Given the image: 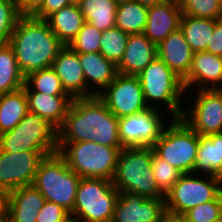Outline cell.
<instances>
[{"label": "cell", "mask_w": 222, "mask_h": 222, "mask_svg": "<svg viewBox=\"0 0 222 222\" xmlns=\"http://www.w3.org/2000/svg\"><path fill=\"white\" fill-rule=\"evenodd\" d=\"M181 6L163 1L148 7L147 21L143 34L158 45L170 33L180 28Z\"/></svg>", "instance_id": "ac0fdd59"}, {"label": "cell", "mask_w": 222, "mask_h": 222, "mask_svg": "<svg viewBox=\"0 0 222 222\" xmlns=\"http://www.w3.org/2000/svg\"><path fill=\"white\" fill-rule=\"evenodd\" d=\"M115 1L117 4L123 3V2H128V1H132V0H113Z\"/></svg>", "instance_id": "7dc6e473"}, {"label": "cell", "mask_w": 222, "mask_h": 222, "mask_svg": "<svg viewBox=\"0 0 222 222\" xmlns=\"http://www.w3.org/2000/svg\"><path fill=\"white\" fill-rule=\"evenodd\" d=\"M195 97L181 118L199 135L222 133V89L197 90Z\"/></svg>", "instance_id": "7c38bea8"}, {"label": "cell", "mask_w": 222, "mask_h": 222, "mask_svg": "<svg viewBox=\"0 0 222 222\" xmlns=\"http://www.w3.org/2000/svg\"><path fill=\"white\" fill-rule=\"evenodd\" d=\"M221 192V178L195 173L182 174L165 195L167 215L181 217L189 209L214 200Z\"/></svg>", "instance_id": "30bf717a"}, {"label": "cell", "mask_w": 222, "mask_h": 222, "mask_svg": "<svg viewBox=\"0 0 222 222\" xmlns=\"http://www.w3.org/2000/svg\"><path fill=\"white\" fill-rule=\"evenodd\" d=\"M222 214V192L212 201L197 205L185 212L180 218L184 222H213Z\"/></svg>", "instance_id": "e575fe53"}, {"label": "cell", "mask_w": 222, "mask_h": 222, "mask_svg": "<svg viewBox=\"0 0 222 222\" xmlns=\"http://www.w3.org/2000/svg\"><path fill=\"white\" fill-rule=\"evenodd\" d=\"M69 215L62 206L46 201L38 213L36 222H63Z\"/></svg>", "instance_id": "74e56055"}, {"label": "cell", "mask_w": 222, "mask_h": 222, "mask_svg": "<svg viewBox=\"0 0 222 222\" xmlns=\"http://www.w3.org/2000/svg\"><path fill=\"white\" fill-rule=\"evenodd\" d=\"M153 151L182 174L194 173L199 134L182 118L168 121Z\"/></svg>", "instance_id": "ba28073f"}, {"label": "cell", "mask_w": 222, "mask_h": 222, "mask_svg": "<svg viewBox=\"0 0 222 222\" xmlns=\"http://www.w3.org/2000/svg\"><path fill=\"white\" fill-rule=\"evenodd\" d=\"M152 172L158 188L166 195L179 180L182 173L159 157L152 148Z\"/></svg>", "instance_id": "d6a6232c"}, {"label": "cell", "mask_w": 222, "mask_h": 222, "mask_svg": "<svg viewBox=\"0 0 222 222\" xmlns=\"http://www.w3.org/2000/svg\"><path fill=\"white\" fill-rule=\"evenodd\" d=\"M134 1H137L146 7H150L154 6L155 4L161 3L165 0H134Z\"/></svg>", "instance_id": "7bdbcfd3"}, {"label": "cell", "mask_w": 222, "mask_h": 222, "mask_svg": "<svg viewBox=\"0 0 222 222\" xmlns=\"http://www.w3.org/2000/svg\"><path fill=\"white\" fill-rule=\"evenodd\" d=\"M51 68L60 78L66 93L73 98H87V86L78 53L64 46L53 60Z\"/></svg>", "instance_id": "e0dca14e"}, {"label": "cell", "mask_w": 222, "mask_h": 222, "mask_svg": "<svg viewBox=\"0 0 222 222\" xmlns=\"http://www.w3.org/2000/svg\"><path fill=\"white\" fill-rule=\"evenodd\" d=\"M78 6L85 22H89L100 31L115 27V16L118 7L115 1L82 0Z\"/></svg>", "instance_id": "83f0119b"}, {"label": "cell", "mask_w": 222, "mask_h": 222, "mask_svg": "<svg viewBox=\"0 0 222 222\" xmlns=\"http://www.w3.org/2000/svg\"><path fill=\"white\" fill-rule=\"evenodd\" d=\"M46 199L33 185L9 193L7 222H36Z\"/></svg>", "instance_id": "603a6c76"}, {"label": "cell", "mask_w": 222, "mask_h": 222, "mask_svg": "<svg viewBox=\"0 0 222 222\" xmlns=\"http://www.w3.org/2000/svg\"><path fill=\"white\" fill-rule=\"evenodd\" d=\"M70 4H72L70 0H43L42 5L31 16L45 20L54 12Z\"/></svg>", "instance_id": "f35d334b"}, {"label": "cell", "mask_w": 222, "mask_h": 222, "mask_svg": "<svg viewBox=\"0 0 222 222\" xmlns=\"http://www.w3.org/2000/svg\"><path fill=\"white\" fill-rule=\"evenodd\" d=\"M101 34L97 27L85 22L68 46L77 53L100 52Z\"/></svg>", "instance_id": "836d02e7"}, {"label": "cell", "mask_w": 222, "mask_h": 222, "mask_svg": "<svg viewBox=\"0 0 222 222\" xmlns=\"http://www.w3.org/2000/svg\"><path fill=\"white\" fill-rule=\"evenodd\" d=\"M25 85V76L20 71L12 47L0 44V94L17 91Z\"/></svg>", "instance_id": "f1b7e54d"}, {"label": "cell", "mask_w": 222, "mask_h": 222, "mask_svg": "<svg viewBox=\"0 0 222 222\" xmlns=\"http://www.w3.org/2000/svg\"><path fill=\"white\" fill-rule=\"evenodd\" d=\"M122 149L92 141L58 142V153L80 178H103L112 181Z\"/></svg>", "instance_id": "5b68a950"}, {"label": "cell", "mask_w": 222, "mask_h": 222, "mask_svg": "<svg viewBox=\"0 0 222 222\" xmlns=\"http://www.w3.org/2000/svg\"><path fill=\"white\" fill-rule=\"evenodd\" d=\"M165 199H148L131 192L118 194L111 222H163Z\"/></svg>", "instance_id": "9a60e30c"}, {"label": "cell", "mask_w": 222, "mask_h": 222, "mask_svg": "<svg viewBox=\"0 0 222 222\" xmlns=\"http://www.w3.org/2000/svg\"><path fill=\"white\" fill-rule=\"evenodd\" d=\"M183 85L186 94L189 90L192 92V86L195 90L222 89V57L207 51L193 53Z\"/></svg>", "instance_id": "2e32d148"}, {"label": "cell", "mask_w": 222, "mask_h": 222, "mask_svg": "<svg viewBox=\"0 0 222 222\" xmlns=\"http://www.w3.org/2000/svg\"><path fill=\"white\" fill-rule=\"evenodd\" d=\"M160 112L159 109L148 107L137 114L118 118L122 147H152L168 124L165 118L162 119L163 112Z\"/></svg>", "instance_id": "8fae6325"}, {"label": "cell", "mask_w": 222, "mask_h": 222, "mask_svg": "<svg viewBox=\"0 0 222 222\" xmlns=\"http://www.w3.org/2000/svg\"><path fill=\"white\" fill-rule=\"evenodd\" d=\"M72 4H79L82 0H70Z\"/></svg>", "instance_id": "c3c4849f"}, {"label": "cell", "mask_w": 222, "mask_h": 222, "mask_svg": "<svg viewBox=\"0 0 222 222\" xmlns=\"http://www.w3.org/2000/svg\"><path fill=\"white\" fill-rule=\"evenodd\" d=\"M117 117L137 114L148 108L137 76L117 74L114 80L98 95Z\"/></svg>", "instance_id": "4fadbf2b"}, {"label": "cell", "mask_w": 222, "mask_h": 222, "mask_svg": "<svg viewBox=\"0 0 222 222\" xmlns=\"http://www.w3.org/2000/svg\"><path fill=\"white\" fill-rule=\"evenodd\" d=\"M63 222H84L82 219L75 217L73 215H69Z\"/></svg>", "instance_id": "ee69618b"}, {"label": "cell", "mask_w": 222, "mask_h": 222, "mask_svg": "<svg viewBox=\"0 0 222 222\" xmlns=\"http://www.w3.org/2000/svg\"><path fill=\"white\" fill-rule=\"evenodd\" d=\"M79 180L80 177L56 152L40 161L32 185L39 190L46 201L56 203L71 213Z\"/></svg>", "instance_id": "8992f818"}, {"label": "cell", "mask_w": 222, "mask_h": 222, "mask_svg": "<svg viewBox=\"0 0 222 222\" xmlns=\"http://www.w3.org/2000/svg\"><path fill=\"white\" fill-rule=\"evenodd\" d=\"M43 3V0H19L17 7L21 15H32Z\"/></svg>", "instance_id": "60d3db41"}, {"label": "cell", "mask_w": 222, "mask_h": 222, "mask_svg": "<svg viewBox=\"0 0 222 222\" xmlns=\"http://www.w3.org/2000/svg\"><path fill=\"white\" fill-rule=\"evenodd\" d=\"M15 54L18 67L26 77L29 73L51 67L65 46L45 20L22 15L8 43Z\"/></svg>", "instance_id": "7a4b0ae2"}, {"label": "cell", "mask_w": 222, "mask_h": 222, "mask_svg": "<svg viewBox=\"0 0 222 222\" xmlns=\"http://www.w3.org/2000/svg\"><path fill=\"white\" fill-rule=\"evenodd\" d=\"M78 56L86 81L87 98L98 96L118 74L117 66L100 52L78 53Z\"/></svg>", "instance_id": "d6986e66"}, {"label": "cell", "mask_w": 222, "mask_h": 222, "mask_svg": "<svg viewBox=\"0 0 222 222\" xmlns=\"http://www.w3.org/2000/svg\"><path fill=\"white\" fill-rule=\"evenodd\" d=\"M157 56V45L143 33L129 34L124 55L117 65V72L122 75L136 76Z\"/></svg>", "instance_id": "ffe728a7"}, {"label": "cell", "mask_w": 222, "mask_h": 222, "mask_svg": "<svg viewBox=\"0 0 222 222\" xmlns=\"http://www.w3.org/2000/svg\"><path fill=\"white\" fill-rule=\"evenodd\" d=\"M21 16L16 1L0 0V44L9 43L16 23Z\"/></svg>", "instance_id": "8d00e7d4"}, {"label": "cell", "mask_w": 222, "mask_h": 222, "mask_svg": "<svg viewBox=\"0 0 222 222\" xmlns=\"http://www.w3.org/2000/svg\"><path fill=\"white\" fill-rule=\"evenodd\" d=\"M181 11L187 16L216 20L222 17V0H185Z\"/></svg>", "instance_id": "d590c367"}, {"label": "cell", "mask_w": 222, "mask_h": 222, "mask_svg": "<svg viewBox=\"0 0 222 222\" xmlns=\"http://www.w3.org/2000/svg\"><path fill=\"white\" fill-rule=\"evenodd\" d=\"M92 141L114 148H123L118 132V118L98 97L73 98L58 142Z\"/></svg>", "instance_id": "6da1fadb"}, {"label": "cell", "mask_w": 222, "mask_h": 222, "mask_svg": "<svg viewBox=\"0 0 222 222\" xmlns=\"http://www.w3.org/2000/svg\"><path fill=\"white\" fill-rule=\"evenodd\" d=\"M44 157L41 151L10 153L0 149V189L10 193L19 187L32 185Z\"/></svg>", "instance_id": "5bb4252c"}, {"label": "cell", "mask_w": 222, "mask_h": 222, "mask_svg": "<svg viewBox=\"0 0 222 222\" xmlns=\"http://www.w3.org/2000/svg\"><path fill=\"white\" fill-rule=\"evenodd\" d=\"M157 56L180 78L188 75L193 52L180 28L157 45Z\"/></svg>", "instance_id": "44dd1931"}, {"label": "cell", "mask_w": 222, "mask_h": 222, "mask_svg": "<svg viewBox=\"0 0 222 222\" xmlns=\"http://www.w3.org/2000/svg\"><path fill=\"white\" fill-rule=\"evenodd\" d=\"M163 222H184L180 217L167 216Z\"/></svg>", "instance_id": "f6af8a7d"}, {"label": "cell", "mask_w": 222, "mask_h": 222, "mask_svg": "<svg viewBox=\"0 0 222 222\" xmlns=\"http://www.w3.org/2000/svg\"><path fill=\"white\" fill-rule=\"evenodd\" d=\"M148 7L137 1L118 4L115 16V27L128 34L144 32L147 21Z\"/></svg>", "instance_id": "f546056e"}, {"label": "cell", "mask_w": 222, "mask_h": 222, "mask_svg": "<svg viewBox=\"0 0 222 222\" xmlns=\"http://www.w3.org/2000/svg\"><path fill=\"white\" fill-rule=\"evenodd\" d=\"M118 194L111 180L80 178L70 215L84 222H111Z\"/></svg>", "instance_id": "9c48e42d"}, {"label": "cell", "mask_w": 222, "mask_h": 222, "mask_svg": "<svg viewBox=\"0 0 222 222\" xmlns=\"http://www.w3.org/2000/svg\"><path fill=\"white\" fill-rule=\"evenodd\" d=\"M152 147L123 148L117 159L112 183L120 192H131L148 199H165L152 172Z\"/></svg>", "instance_id": "3957f363"}, {"label": "cell", "mask_w": 222, "mask_h": 222, "mask_svg": "<svg viewBox=\"0 0 222 222\" xmlns=\"http://www.w3.org/2000/svg\"><path fill=\"white\" fill-rule=\"evenodd\" d=\"M165 1L172 2V3L178 4V5L181 6V4H182L185 0H165Z\"/></svg>", "instance_id": "bcb514c9"}, {"label": "cell", "mask_w": 222, "mask_h": 222, "mask_svg": "<svg viewBox=\"0 0 222 222\" xmlns=\"http://www.w3.org/2000/svg\"><path fill=\"white\" fill-rule=\"evenodd\" d=\"M28 111L35 113L59 130L72 102L69 95H50L36 91H25Z\"/></svg>", "instance_id": "7402d4cb"}, {"label": "cell", "mask_w": 222, "mask_h": 222, "mask_svg": "<svg viewBox=\"0 0 222 222\" xmlns=\"http://www.w3.org/2000/svg\"><path fill=\"white\" fill-rule=\"evenodd\" d=\"M215 19L198 18L182 14L180 29L193 53L206 51L213 34Z\"/></svg>", "instance_id": "4316f807"}, {"label": "cell", "mask_w": 222, "mask_h": 222, "mask_svg": "<svg viewBox=\"0 0 222 222\" xmlns=\"http://www.w3.org/2000/svg\"><path fill=\"white\" fill-rule=\"evenodd\" d=\"M194 173L222 178V133L199 135Z\"/></svg>", "instance_id": "cb8c5ba5"}, {"label": "cell", "mask_w": 222, "mask_h": 222, "mask_svg": "<svg viewBox=\"0 0 222 222\" xmlns=\"http://www.w3.org/2000/svg\"><path fill=\"white\" fill-rule=\"evenodd\" d=\"M0 149L10 153L41 151L49 156L58 152V130L28 111L18 125L0 135Z\"/></svg>", "instance_id": "52a82bcc"}, {"label": "cell", "mask_w": 222, "mask_h": 222, "mask_svg": "<svg viewBox=\"0 0 222 222\" xmlns=\"http://www.w3.org/2000/svg\"><path fill=\"white\" fill-rule=\"evenodd\" d=\"M28 112L24 88L0 94V135L12 130Z\"/></svg>", "instance_id": "484cf974"}, {"label": "cell", "mask_w": 222, "mask_h": 222, "mask_svg": "<svg viewBox=\"0 0 222 222\" xmlns=\"http://www.w3.org/2000/svg\"><path fill=\"white\" fill-rule=\"evenodd\" d=\"M9 193L0 189V221L8 220Z\"/></svg>", "instance_id": "b9f144b4"}, {"label": "cell", "mask_w": 222, "mask_h": 222, "mask_svg": "<svg viewBox=\"0 0 222 222\" xmlns=\"http://www.w3.org/2000/svg\"><path fill=\"white\" fill-rule=\"evenodd\" d=\"M206 51L222 57V17L215 20L213 34L208 42Z\"/></svg>", "instance_id": "ab89813d"}, {"label": "cell", "mask_w": 222, "mask_h": 222, "mask_svg": "<svg viewBox=\"0 0 222 222\" xmlns=\"http://www.w3.org/2000/svg\"><path fill=\"white\" fill-rule=\"evenodd\" d=\"M128 36V33L123 32L117 27L102 31L100 53L117 66L123 58Z\"/></svg>", "instance_id": "1f68e13d"}, {"label": "cell", "mask_w": 222, "mask_h": 222, "mask_svg": "<svg viewBox=\"0 0 222 222\" xmlns=\"http://www.w3.org/2000/svg\"><path fill=\"white\" fill-rule=\"evenodd\" d=\"M136 76L141 83L143 97L148 107L161 110L162 108L159 105H166L165 108L170 111L168 112L170 113L168 114L169 119L182 117L184 107L181 99L184 95L186 96L183 79L158 56ZM170 116L172 117L170 118Z\"/></svg>", "instance_id": "277c9868"}, {"label": "cell", "mask_w": 222, "mask_h": 222, "mask_svg": "<svg viewBox=\"0 0 222 222\" xmlns=\"http://www.w3.org/2000/svg\"><path fill=\"white\" fill-rule=\"evenodd\" d=\"M23 88L25 91H36L50 95H68L60 78L51 67L29 73L25 77Z\"/></svg>", "instance_id": "4dcf8cb0"}, {"label": "cell", "mask_w": 222, "mask_h": 222, "mask_svg": "<svg viewBox=\"0 0 222 222\" xmlns=\"http://www.w3.org/2000/svg\"><path fill=\"white\" fill-rule=\"evenodd\" d=\"M45 21L57 38L66 46L77 36L85 23L78 4H70L48 16Z\"/></svg>", "instance_id": "d4e9b609"}]
</instances>
